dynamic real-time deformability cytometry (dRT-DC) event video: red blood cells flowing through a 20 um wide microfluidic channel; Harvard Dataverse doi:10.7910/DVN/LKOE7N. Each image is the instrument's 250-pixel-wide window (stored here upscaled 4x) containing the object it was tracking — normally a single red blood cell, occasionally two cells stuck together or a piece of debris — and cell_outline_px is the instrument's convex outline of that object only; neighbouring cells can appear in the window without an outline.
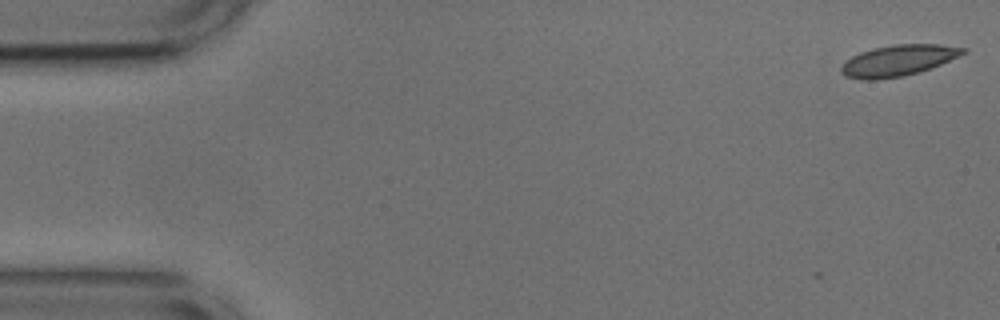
{"species": "common noctule bat (a hibernating species)", "species_latin": "Nyctalus noctula", "temperature_condition": "cold", "stored_images_in_passage": 6, "camera_frame_rate_fps": 3000, "um_per_image_px": 0.085, "animal": {"sex": "male", "body_mass_g": 17.9, "forearm_length_mm": 54.2}, "frame": {"image": 1, "passage_image": 1, "time_ms": 0.0, "image_size_px": [1000, 320], "cell_outline_px": [[968, 52], [940, 64], [904, 76], [876, 80], [864, 80], [844, 76], [840, 72], [840, 68], [852, 56], [860, 52], [872, 48], [892, 44], [940, 44], [968, 48]], "centroid_in_image_um": [76.34, 5.13], "position_along_channel_um": 8.7, "area_um2": 22.02}}